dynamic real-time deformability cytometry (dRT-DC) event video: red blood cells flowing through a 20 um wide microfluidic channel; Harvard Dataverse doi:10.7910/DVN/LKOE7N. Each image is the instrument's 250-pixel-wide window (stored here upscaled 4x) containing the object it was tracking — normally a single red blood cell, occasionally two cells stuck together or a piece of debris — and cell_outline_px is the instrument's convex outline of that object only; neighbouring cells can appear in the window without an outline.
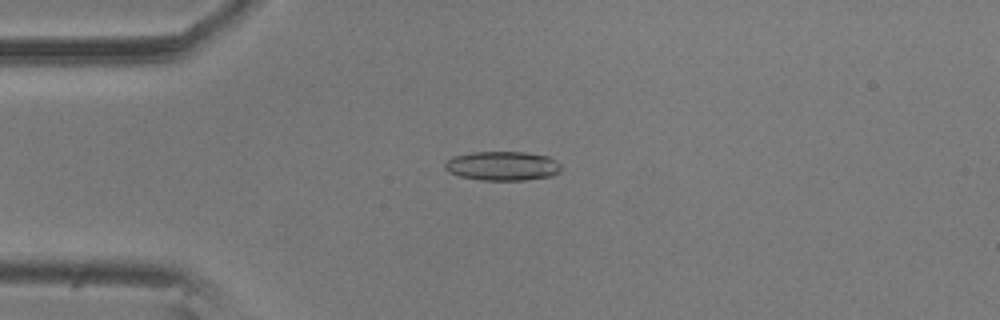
{"species": "common noctule bat (a hibernating species)", "species_latin": "Nyctalus noctula", "temperature_condition": "room temperature", "stored_images_in_passage": 40, "camera_frame_rate_fps": 3000, "um_per_image_px": 0.085, "animal": {"sex": "male", "body_mass_g": 20.5, "forearm_length_mm": 52.5}, "frame": {"image": 1, "passage_image": 14, "time_ms": 4.333, "image_size_px": [1000, 320], "cell_outline_px": [[564, 168], [560, 172], [552, 176], [524, 180], [480, 180], [460, 176], [448, 172], [444, 168], [444, 160], [452, 156], [472, 152], [524, 152], [548, 156], [556, 160]], "centroid_in_image_um": [42.7, 14.1], "position_along_channel_um": 42.3, "area_um2": 20.11}}
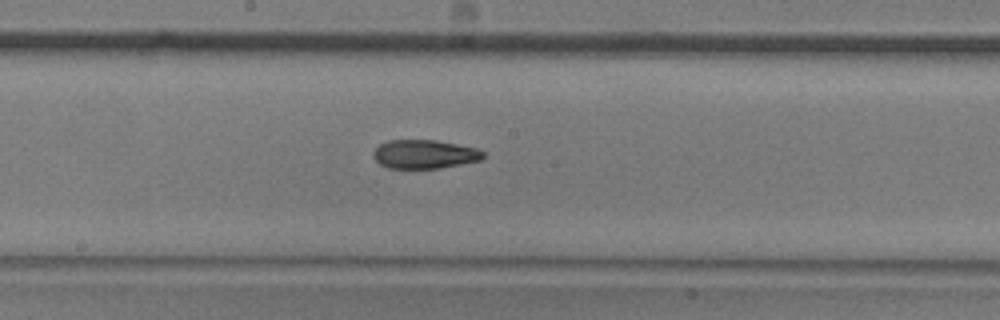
{"frame": {"image": 2, "passage_image": 30, "time_ms": 9.667, "image_size_px": [1000, 320], "cell_outline_px": [[484, 156], [480, 160], [440, 168], [388, 168], [380, 164], [376, 160], [376, 148], [380, 144], [388, 140], [436, 140], [476, 148], [484, 152]], "centroid_in_image_um": [36.1, 13.1], "position_along_channel_um": 212.1, "area_um2": 18.09}}
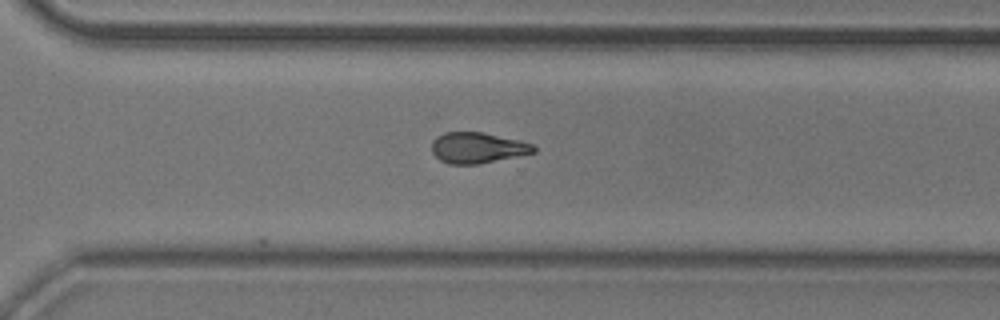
{"frame": {"image": 3, "passage_image": 40, "time_ms": 13.0, "image_size_px": [1000, 320], "cell_outline_px": [[536, 152], [476, 164], [448, 164], [440, 160], [432, 152], [432, 140], [436, 136], [444, 132], [484, 132], [520, 140], [532, 144], [536, 148]], "centroid_in_image_um": [40.56, 12.55], "position_along_channel_um": 330.0, "area_um2": 18.26}}